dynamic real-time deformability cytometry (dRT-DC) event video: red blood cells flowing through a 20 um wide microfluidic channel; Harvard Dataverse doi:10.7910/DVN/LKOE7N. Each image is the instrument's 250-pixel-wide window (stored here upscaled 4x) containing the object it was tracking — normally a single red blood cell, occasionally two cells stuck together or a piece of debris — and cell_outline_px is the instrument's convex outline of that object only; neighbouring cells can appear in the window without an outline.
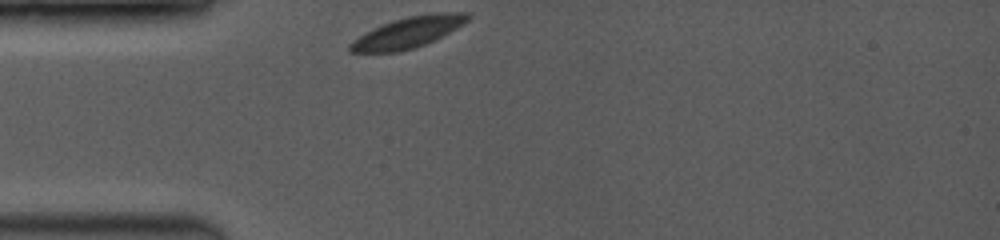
{"species": "common noctule bat (a hibernating species)", "species_latin": "Nyctalus noctula", "temperature_condition": "room temperature", "stored_images_in_passage": 7, "camera_frame_rate_fps": 3500, "um_per_image_px": 0.085, "animal": {"sex": "female", "body_mass_g": 19.0, "forearm_length_mm": 53.3}, "frame": {"image": 1, "passage_image": 1, "time_ms": 0.0, "image_size_px": [1000, 240], "cell_outline_px": [[472, 16], [464, 24], [436, 40], [400, 52], [348, 52], [348, 44], [372, 28], [392, 20], [408, 16], [432, 12], [468, 12]], "centroid_in_image_um": [34.72, 2.74], "position_along_channel_um": 50.3, "area_um2": 21.39}}